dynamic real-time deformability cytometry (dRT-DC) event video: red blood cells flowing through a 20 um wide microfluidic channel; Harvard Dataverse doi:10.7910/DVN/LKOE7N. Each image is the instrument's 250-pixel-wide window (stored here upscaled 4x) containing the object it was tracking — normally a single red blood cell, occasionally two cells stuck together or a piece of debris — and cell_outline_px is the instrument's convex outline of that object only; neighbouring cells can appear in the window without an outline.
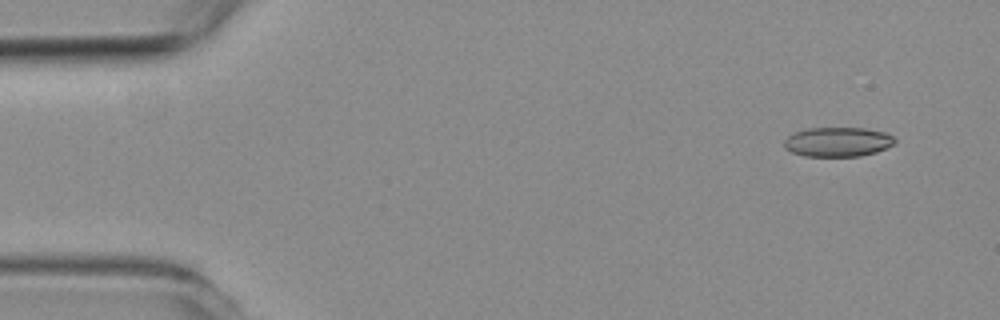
{"species": "common noctule bat (a hibernating species)", "species_latin": "Nyctalus noctula", "temperature_condition": "room temperature", "stored_images_in_passage": 3, "camera_frame_rate_fps": 3000, "um_per_image_px": 0.085, "animal": {"sex": "female", "body_mass_g": 19.3, "forearm_length_mm": 54.1}, "frame": {"image": 1, "passage_image": 3, "time_ms": 3.667, "image_size_px": [1000, 320], "cell_outline_px": [[896, 140], [892, 144], [876, 152], [860, 156], [804, 156], [792, 152], [784, 148], [784, 140], [788, 136], [796, 132], [808, 128], [864, 128], [884, 132], [892, 136]], "centroid_in_image_um": [71.18, 12.06], "position_along_channel_um": 13.8, "area_um2": 18.84}}